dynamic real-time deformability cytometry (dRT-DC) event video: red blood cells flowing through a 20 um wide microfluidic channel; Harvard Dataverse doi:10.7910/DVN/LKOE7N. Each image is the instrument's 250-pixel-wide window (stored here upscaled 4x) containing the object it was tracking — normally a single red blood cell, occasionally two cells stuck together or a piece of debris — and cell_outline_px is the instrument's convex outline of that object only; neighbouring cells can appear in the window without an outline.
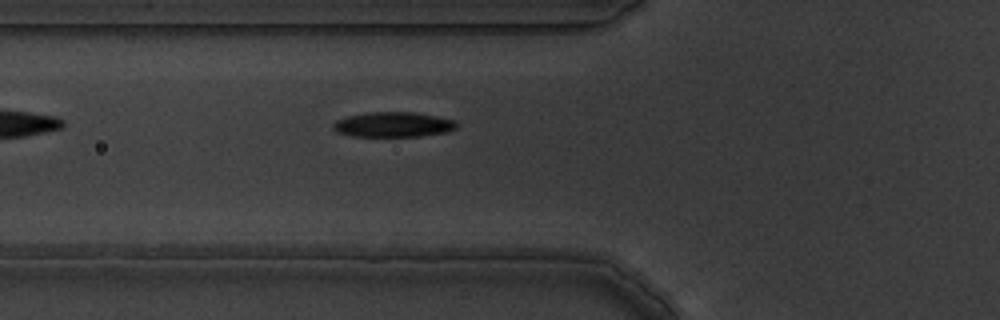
{"species": "common noctule bat (a hibernating species)", "species_latin": "Nyctalus noctula", "temperature_condition": "warm", "stored_images_in_passage": 6, "camera_frame_rate_fps": 3000, "um_per_image_px": 0.085, "animal": {"sex": "male", "body_mass_g": 19.5, "forearm_length_mm": 54.6}, "frame": {"image": 1, "passage_image": 6, "time_ms": 1.667, "image_size_px": [1000, 320], "cell_outline_px": [[456, 128], [448, 132], [420, 136], [352, 136], [336, 132], [332, 128], [332, 124], [336, 120], [348, 116], [368, 112], [412, 112], [436, 116], [456, 120]], "centroid_in_image_um": [33.41, 10.59], "position_along_channel_um": 92.4, "area_um2": 18.03}}